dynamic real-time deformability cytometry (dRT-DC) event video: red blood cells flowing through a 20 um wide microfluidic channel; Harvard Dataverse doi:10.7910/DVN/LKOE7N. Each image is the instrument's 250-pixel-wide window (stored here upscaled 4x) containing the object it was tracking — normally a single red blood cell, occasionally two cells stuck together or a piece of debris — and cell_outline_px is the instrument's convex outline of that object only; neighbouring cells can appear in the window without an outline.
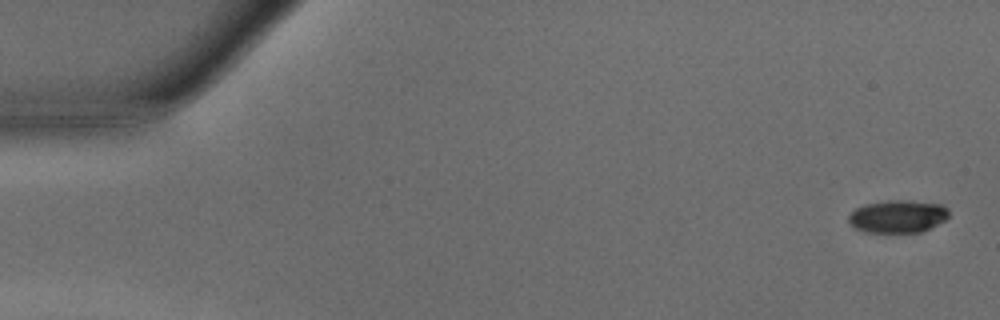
{"species": "common noctule bat (a hibernating species)", "species_latin": "Nyctalus noctula", "temperature_condition": "warm", "stored_images_in_passage": 47, "camera_frame_rate_fps": 3000, "um_per_image_px": 0.085, "animal": {"sex": "male", "body_mass_g": 15.6}, "frame": {"image": 1, "passage_image": 1, "time_ms": 0.0, "image_size_px": [1000, 320], "cell_outline_px": [[948, 216], [944, 220], [920, 232], [868, 232], [856, 228], [848, 220], [848, 216], [856, 208], [868, 204], [888, 200], [904, 200], [940, 204], [948, 208]], "centroid_in_image_um": [76.31, 18.39], "position_along_channel_um": 8.7, "area_um2": 18.67}}
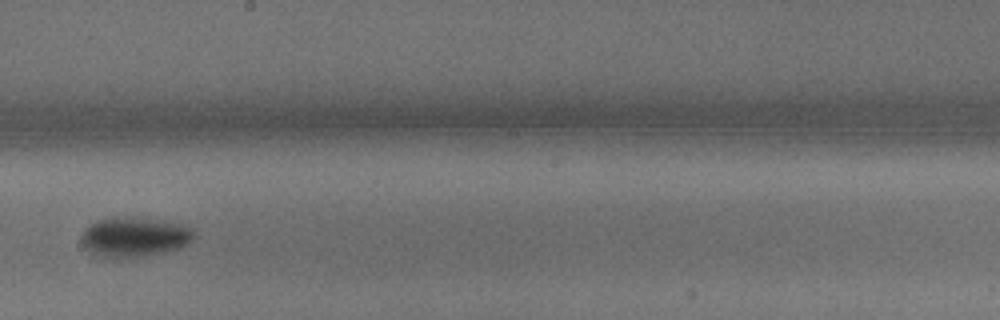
{"frame": {"image": 2, "passage_image": 27, "time_ms": 8.667, "image_size_px": [1000, 320], "cell_outline_px": [[196, 236], [188, 244], [176, 248], [160, 252], [140, 256], [100, 256], [92, 252], [80, 240], [80, 236], [84, 228], [100, 220], [124, 216], [136, 216], [188, 224], [192, 228]], "centroid_in_image_um": [11.49, 20.08], "position_along_channel_um": 236.7, "area_um2": 25.78}}
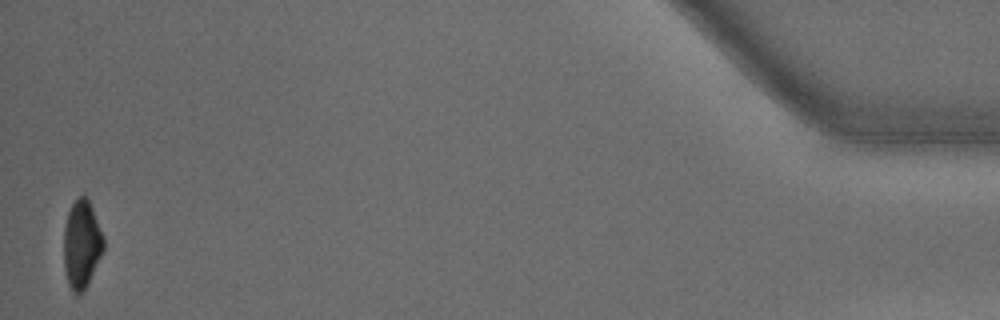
{"frame": {"image": 3, "passage_image": 47, "time_ms": 15.333, "image_size_px": [1000, 320], "cell_outline_px": [[104, 248], [84, 288], [80, 292], [72, 292], [68, 284], [64, 268], [64, 228], [68, 212], [72, 204], [80, 196], [84, 196], [88, 200], [92, 208], [104, 236]], "centroid_in_image_um": [6.93, 20.73], "position_along_channel_um": 428.3, "area_um2": 19.83}, "authors_computed_cell_mechanics": {"area_um2": 22.3686, "velocity_mm_per_s": 4.2305, "shape_relaxation_time_tau1_ms": 1.807, "shape_relaxation_time_tau2_ms": null, "deformation_change_tau1": 0.1174, "deformation_change_tau2": null}}